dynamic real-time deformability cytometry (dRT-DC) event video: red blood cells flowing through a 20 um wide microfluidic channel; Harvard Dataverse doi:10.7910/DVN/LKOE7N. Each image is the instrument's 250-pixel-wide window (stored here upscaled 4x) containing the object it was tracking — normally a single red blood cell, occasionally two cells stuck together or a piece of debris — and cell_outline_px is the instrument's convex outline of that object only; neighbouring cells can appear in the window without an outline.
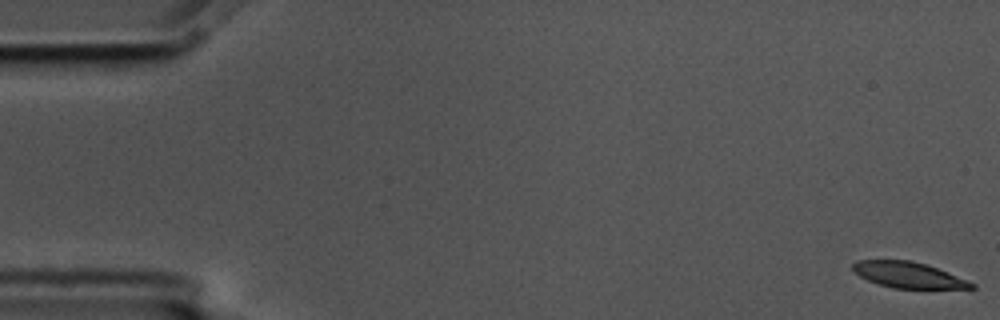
{"species": "common noctule bat (a hibernating species)", "species_latin": "Nyctalus noctula", "temperature_condition": "cold", "stored_images_in_passage": 57, "camera_frame_rate_fps": 3000, "um_per_image_px": 0.085, "animal": {"sex": "male", "body_mass_g": 17.5, "forearm_length_mm": 52.3}, "frame": {"image": 1, "passage_image": 1, "time_ms": 0.0, "image_size_px": [1000, 320], "cell_outline_px": [[976, 288], [892, 288], [868, 280], [860, 276], [852, 268], [852, 264], [856, 260], [912, 260], [948, 272], [976, 284]], "centroid_in_image_um": [77.2, 23.36], "position_along_channel_um": 7.8, "area_um2": 17.63}}
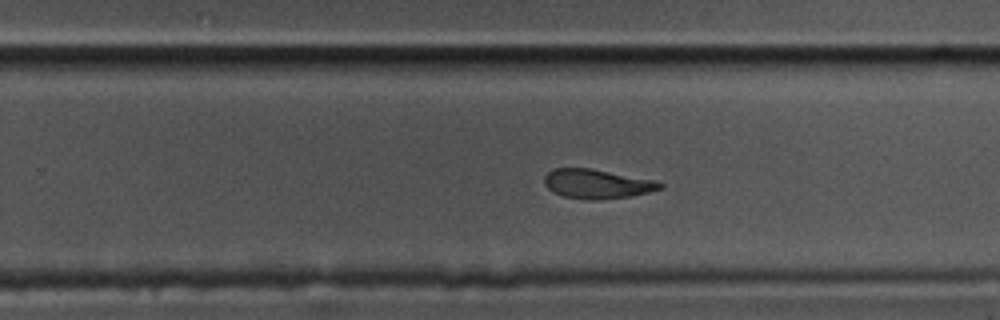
{"frame": {"image": 2, "passage_image": 36, "time_ms": 11.667, "image_size_px": [1000, 320], "cell_outline_px": [[664, 188], [648, 192], [628, 196], [600, 200], [584, 200], [564, 196], [552, 192], [544, 184], [544, 176], [552, 168], [592, 168], [656, 180], [664, 184]], "centroid_in_image_um": [50.74, 15.62], "position_along_channel_um": 279.1, "area_um2": 20.0}}
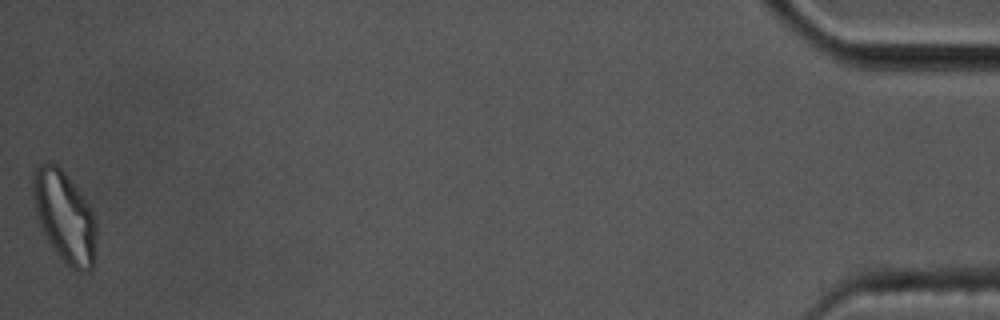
{"frame": {"image": 3, "passage_image": 57, "time_ms": 18.667, "image_size_px": [1000, 320], "cell_outline_px": [[96, 264], [88, 272], [80, 272], [72, 268], [56, 252], [44, 232], [36, 212], [32, 196], [32, 176], [36, 164], [56, 164], [64, 172], [80, 192], [92, 208], [96, 220]], "centroid_in_image_um": [5.53, 18.43], "position_along_channel_um": 429.7, "area_um2": 33.7}, "authors_computed_cell_mechanics": {"area_um2": 20.4612, "velocity_mm_per_s": 3.5371, "shape_relaxation_time_tau1_ms": 4.5544, "shape_relaxation_time_tau2_ms": 3.4838, "deformation_change_tau1": 0.1559, "deformation_change_tau2": 0.1142}}